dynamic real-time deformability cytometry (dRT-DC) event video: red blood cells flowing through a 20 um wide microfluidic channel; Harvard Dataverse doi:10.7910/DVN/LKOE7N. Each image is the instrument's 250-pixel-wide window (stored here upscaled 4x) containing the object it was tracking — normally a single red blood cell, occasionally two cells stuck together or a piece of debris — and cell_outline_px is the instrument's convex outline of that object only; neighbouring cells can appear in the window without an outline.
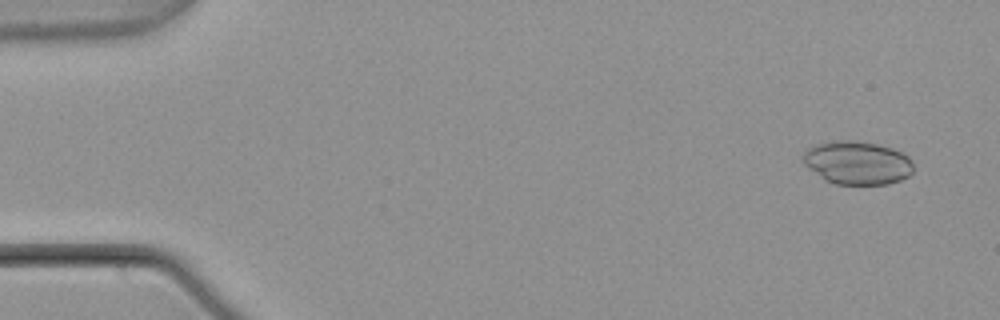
{"species": "common noctule bat (a hibernating species)", "species_latin": "Nyctalus noctula", "temperature_condition": "warm", "stored_images_in_passage": 5, "camera_frame_rate_fps": 3000, "um_per_image_px": 0.085, "animal": {"sex": "male", "body_mass_g": 21.5, "forearm_length_mm": 52.0}, "frame": {"image": 1, "passage_image": 1, "time_ms": 0.0, "image_size_px": [1000, 320], "cell_outline_px": [[912, 172], [908, 176], [900, 180], [888, 184], [836, 184], [824, 180], [808, 168], [804, 164], [804, 152], [808, 148], [816, 144], [836, 140], [852, 140], [876, 144], [892, 148], [904, 152], [912, 160]], "centroid_in_image_um": [72.88, 13.83], "position_along_channel_um": 12.1, "area_um2": 27.92}}
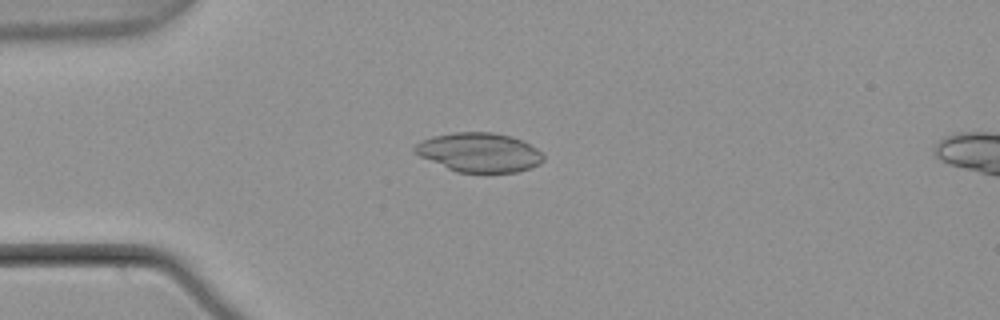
{"frame": {"image": 2, "passage_image": 4, "time_ms": 1.0, "image_size_px": [1000, 320], "cell_outline_px": [[544, 160], [540, 164], [532, 168], [516, 172], [456, 172], [420, 156], [412, 148], [420, 140], [432, 136], [452, 132], [492, 132], [512, 136], [524, 140], [544, 152]], "centroid_in_image_um": [40.79, 12.94], "position_along_channel_um": 44.2, "area_um2": 29.71}}